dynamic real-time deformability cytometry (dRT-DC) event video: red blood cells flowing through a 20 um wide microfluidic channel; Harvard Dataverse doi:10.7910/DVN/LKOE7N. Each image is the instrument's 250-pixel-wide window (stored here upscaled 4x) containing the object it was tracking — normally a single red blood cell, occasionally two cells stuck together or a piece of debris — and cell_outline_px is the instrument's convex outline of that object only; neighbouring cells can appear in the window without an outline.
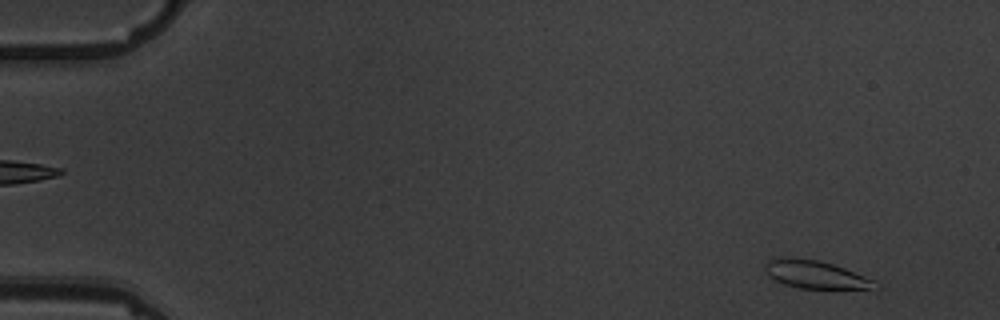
{"species": "common noctule bat (a hibernating species)", "species_latin": "Nyctalus noctula", "temperature_condition": "warm", "stored_images_in_passage": 6, "camera_frame_rate_fps": 3000, "um_per_image_px": 0.085, "animal": {"sex": "male", "body_mass_g": 19.5, "forearm_length_mm": 54.6}, "frame": {"image": 1, "passage_image": 1, "time_ms": 0.0, "image_size_px": [1000, 320], "cell_outline_px": [[880, 288], [800, 288], [784, 284], [768, 276], [764, 272], [764, 268], [768, 260], [788, 256], [792, 256], [820, 260], [844, 268], [876, 280], [880, 284]], "centroid_in_image_um": [69.31, 23.31], "position_along_channel_um": 15.7, "area_um2": 18.03}}
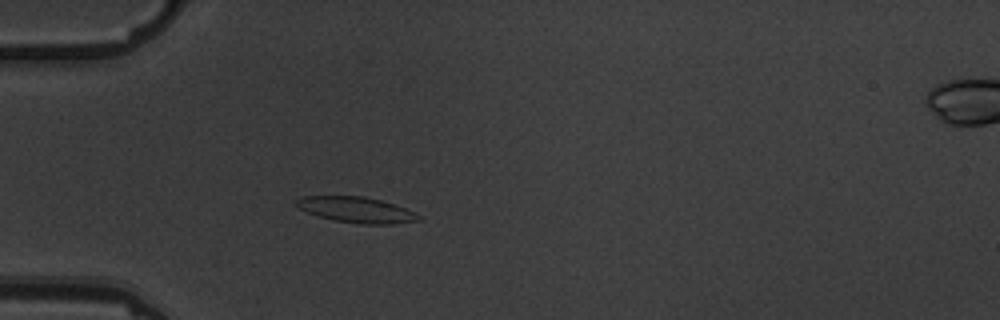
{"frame": {"image": 2, "passage_image": 5, "time_ms": 4.333, "image_size_px": [1000, 320], "cell_outline_px": [[420, 220], [396, 224], [360, 224], [336, 220], [320, 216], [308, 212], [292, 204], [296, 200], [304, 196], [364, 196], [380, 200], [404, 208], [420, 216]], "centroid_in_image_um": [30.27, 17.83], "position_along_channel_um": 54.7, "area_um2": 18.03}}